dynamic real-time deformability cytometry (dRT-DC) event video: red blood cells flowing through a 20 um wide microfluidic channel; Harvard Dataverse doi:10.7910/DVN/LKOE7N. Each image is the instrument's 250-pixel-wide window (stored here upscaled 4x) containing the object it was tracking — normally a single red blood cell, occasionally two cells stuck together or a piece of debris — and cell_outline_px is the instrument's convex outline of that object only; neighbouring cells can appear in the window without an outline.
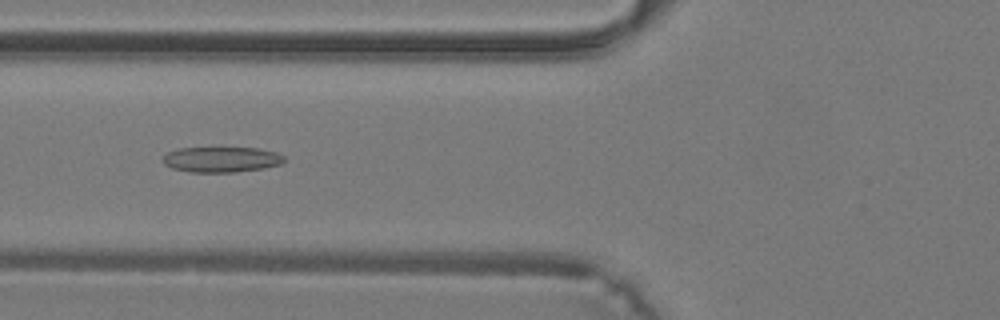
{"species": "common noctule bat (a hibernating species)", "species_latin": "Nyctalus noctula", "temperature_condition": "warm", "stored_images_in_passage": 41, "camera_frame_rate_fps": 3000, "um_per_image_px": 0.085, "animal": {"sex": "male", "body_mass_g": 19.2, "forearm_length_mm": 51.8}, "frame": {"image": 1, "passage_image": 17, "time_ms": 5.333, "image_size_px": [1000, 320], "cell_outline_px": [[284, 160], [280, 164], [264, 168], [236, 172], [192, 172], [172, 168], [164, 164], [160, 160], [168, 152], [180, 148], [256, 148], [276, 152], [284, 156]], "centroid_in_image_um": [18.8, 13.56], "position_along_channel_um": 107.0, "area_um2": 17.92}}
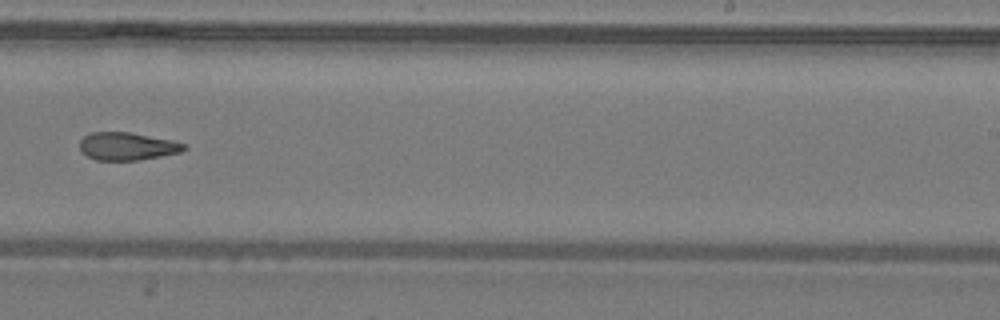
{"frame": {"image": 2, "passage_image": 27, "time_ms": 8.667, "image_size_px": [1000, 320], "cell_outline_px": [[188, 148], [180, 152], [140, 160], [96, 160], [80, 152], [80, 140], [84, 136], [92, 132], [128, 132], [172, 140], [188, 144]], "centroid_in_image_um": [10.82, 12.43], "position_along_channel_um": 278.2, "area_um2": 16.94}}
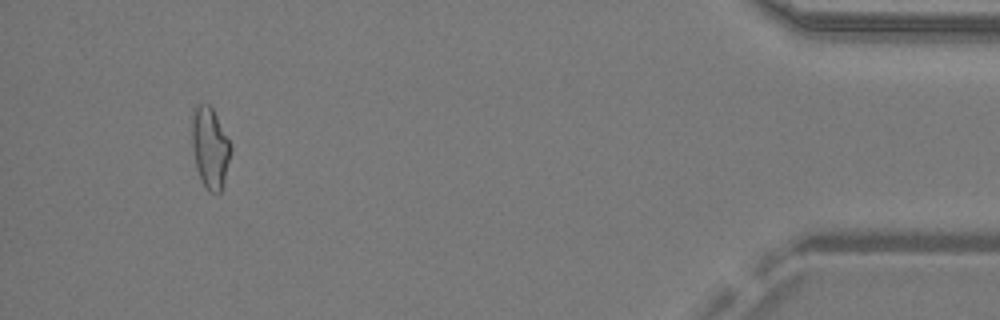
{"frame": {"image": 3, "passage_image": 39, "time_ms": 12.667, "image_size_px": [1000, 320], "cell_outline_px": [[232, 152], [224, 180], [220, 192], [216, 196], [208, 192], [200, 180], [196, 168], [192, 148], [192, 108], [200, 104], [208, 104], [212, 108], [232, 144]], "centroid_in_image_um": [17.85, 12.59], "position_along_channel_um": 417.3, "area_um2": 18.73}}